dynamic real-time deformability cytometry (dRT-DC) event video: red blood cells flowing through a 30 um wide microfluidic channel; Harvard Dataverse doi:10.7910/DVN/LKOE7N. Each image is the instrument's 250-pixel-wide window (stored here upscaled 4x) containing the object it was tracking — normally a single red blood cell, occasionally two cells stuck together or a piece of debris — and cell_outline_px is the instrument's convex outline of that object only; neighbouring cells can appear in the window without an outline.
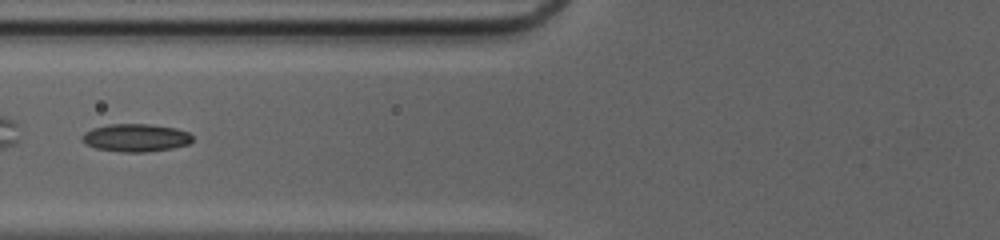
{"species": "common noctule bat (a hibernating species)", "species_latin": "Nyctalus noctula", "temperature_condition": "cold", "stored_images_in_passage": 47, "segment_of_instrument_passage": [1, 2], "camera_frame_rate_fps": 3000, "um_per_image_px": 0.085, "animal": {"sex": "female", "body_mass_g": 20.0, "forearm_length_mm": 54.0}, "frame": {"image": 1, "passage_image": 19, "time_ms": 6.0, "image_size_px": [1000, 240], "cell_outline_px": [[192, 140], [188, 144], [172, 148], [144, 152], [120, 152], [96, 148], [88, 144], [84, 140], [84, 136], [92, 128], [112, 124], [148, 124], [176, 128], [188, 132], [192, 136]], "centroid_in_image_um": [11.6, 11.71], "position_along_channel_um": 114.2, "area_um2": 17.51}}